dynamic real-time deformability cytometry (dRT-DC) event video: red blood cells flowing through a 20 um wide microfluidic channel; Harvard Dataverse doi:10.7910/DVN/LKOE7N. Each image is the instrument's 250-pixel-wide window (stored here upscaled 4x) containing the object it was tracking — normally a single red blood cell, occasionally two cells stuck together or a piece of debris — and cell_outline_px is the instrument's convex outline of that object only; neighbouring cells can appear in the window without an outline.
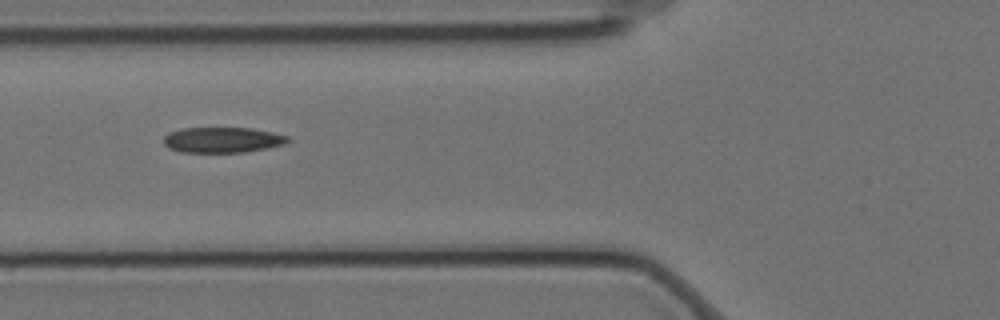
{"species": "Egyptian fruit bat (a non-hibernating species)", "species_latin": "Rousettus aegyptiacus", "temperature_condition": "cold", "stored_images_in_passage": 6, "camera_frame_rate_fps": 3000, "um_per_image_px": 0.085, "animal": {"sex": "female"}, "frame": {"image": 1, "passage_image": 6, "time_ms": 1.667, "image_size_px": [1000, 320], "cell_outline_px": [[292, 140], [284, 144], [268, 148], [244, 152], [180, 152], [168, 148], [164, 144], [164, 136], [168, 132], [184, 128], [252, 128], [272, 132], [288, 136]], "centroid_in_image_um": [18.92, 11.89], "position_along_channel_um": 106.9, "area_um2": 18.55}}